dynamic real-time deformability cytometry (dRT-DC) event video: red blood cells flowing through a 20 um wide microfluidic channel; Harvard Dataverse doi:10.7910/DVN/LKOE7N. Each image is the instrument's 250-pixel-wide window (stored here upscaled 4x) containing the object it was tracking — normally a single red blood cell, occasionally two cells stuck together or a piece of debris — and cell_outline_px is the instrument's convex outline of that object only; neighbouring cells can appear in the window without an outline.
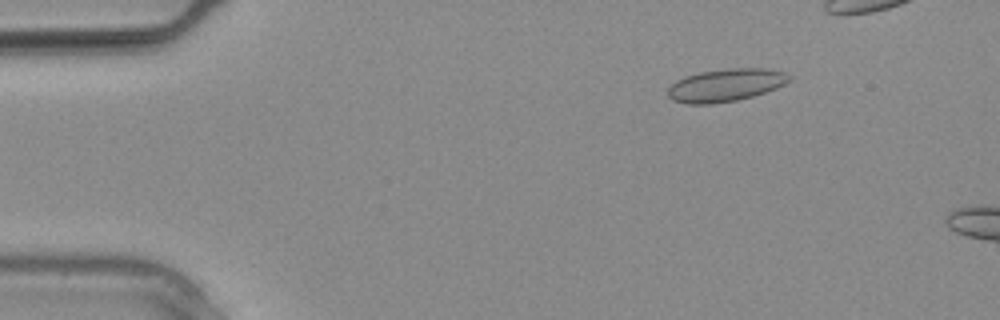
{"species": "common noctule bat (a hibernating species)", "species_latin": "Nyctalus noctula", "temperature_condition": "warm", "stored_images_in_passage": 11, "camera_frame_rate_fps": 3000, "um_per_image_px": 0.085, "animal": {"sex": "male", "body_mass_g": 20.4}, "frame": {"image": 1, "passage_image": 4, "time_ms": 1.0, "image_size_px": [1000, 320], "cell_outline_px": [[792, 80], [776, 88], [752, 96], [736, 100], [712, 104], [688, 104], [672, 100], [668, 96], [668, 88], [676, 80], [684, 76], [700, 72], [728, 68], [768, 68], [784, 72], [792, 76]], "centroid_in_image_um": [61.68, 7.23], "position_along_channel_um": 23.3, "area_um2": 23.24}}